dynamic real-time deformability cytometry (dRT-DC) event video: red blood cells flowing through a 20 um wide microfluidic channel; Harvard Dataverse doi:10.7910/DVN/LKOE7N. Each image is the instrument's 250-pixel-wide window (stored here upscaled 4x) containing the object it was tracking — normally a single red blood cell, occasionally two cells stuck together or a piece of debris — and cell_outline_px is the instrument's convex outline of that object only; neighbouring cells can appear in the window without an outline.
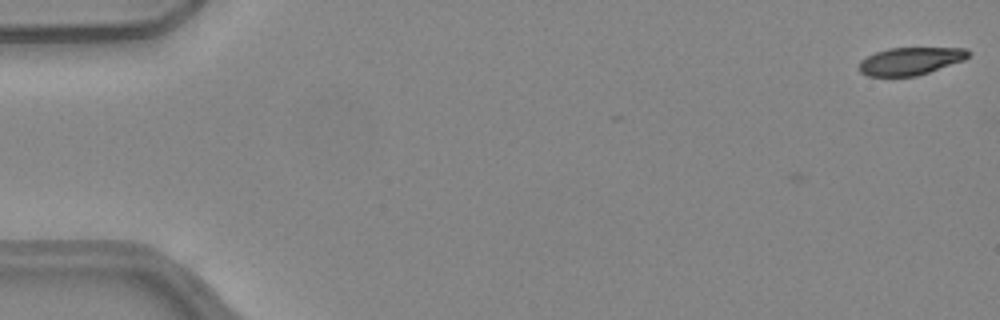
{"species": "common noctule bat (a hibernating species)", "species_latin": "Nyctalus noctula", "temperature_condition": "warm", "stored_images_in_passage": 3, "camera_frame_rate_fps": 3000, "um_per_image_px": 0.085, "animal": {"sex": "female", "body_mass_g": 24.6, "forearm_length_mm": 56.2}, "frame": {"image": 1, "passage_image": 1, "time_ms": 0.0, "image_size_px": [1000, 320], "cell_outline_px": [[972, 52], [964, 60], [916, 76], [868, 76], [860, 72], [860, 60], [876, 52], [888, 48], [964, 48]], "centroid_in_image_um": [77.38, 5.19], "position_along_channel_um": 7.6, "area_um2": 17.4}}